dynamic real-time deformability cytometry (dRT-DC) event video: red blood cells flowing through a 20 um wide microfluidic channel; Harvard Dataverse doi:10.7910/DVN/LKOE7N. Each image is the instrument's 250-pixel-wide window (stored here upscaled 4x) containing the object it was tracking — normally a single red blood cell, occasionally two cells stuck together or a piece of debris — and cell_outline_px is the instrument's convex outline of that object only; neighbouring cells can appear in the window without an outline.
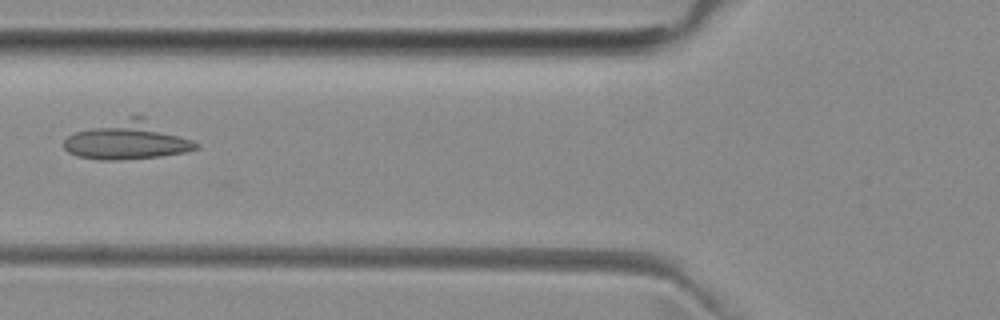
{"species": "common noctule bat (a hibernating species)", "species_latin": "Nyctalus noctula", "temperature_condition": "room temperature", "stored_images_in_passage": 7, "camera_frame_rate_fps": 3000, "um_per_image_px": 0.085, "animal": {"sex": "female", "body_mass_g": 29.2, "forearm_length_mm": 56.3}, "frame": {"image": 1, "passage_image": 6, "time_ms": 6.667, "image_size_px": [1000, 320], "cell_outline_px": [[200, 148], [184, 152], [160, 156], [116, 160], [100, 160], [76, 156], [68, 152], [64, 148], [64, 140], [68, 136], [76, 132], [128, 116], [144, 116], [200, 144]], "centroid_in_image_um": [10.86, 11.94], "position_along_channel_um": 114.9, "area_um2": 29.07}}
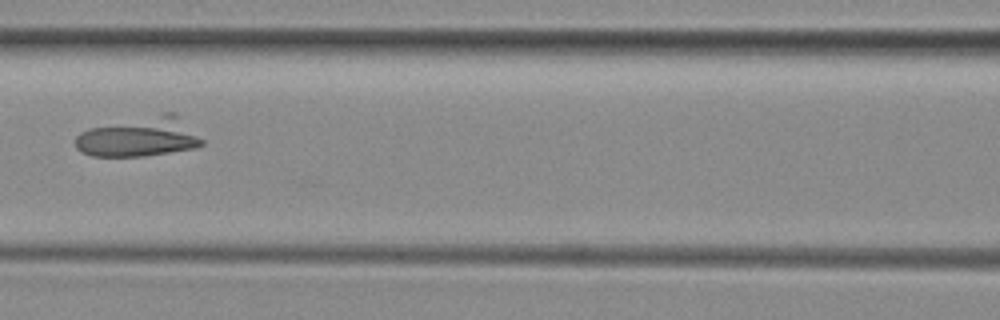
{"frame": {"image": 2, "passage_image": 7, "time_ms": 7.667, "image_size_px": [1000, 320], "cell_outline_px": [[204, 144], [192, 148], [144, 156], [92, 156], [80, 152], [76, 148], [76, 136], [80, 132], [88, 128], [164, 112], [176, 112], [204, 140]], "centroid_in_image_um": [11.84, 11.63], "position_along_channel_um": 154.8, "area_um2": 29.19}}